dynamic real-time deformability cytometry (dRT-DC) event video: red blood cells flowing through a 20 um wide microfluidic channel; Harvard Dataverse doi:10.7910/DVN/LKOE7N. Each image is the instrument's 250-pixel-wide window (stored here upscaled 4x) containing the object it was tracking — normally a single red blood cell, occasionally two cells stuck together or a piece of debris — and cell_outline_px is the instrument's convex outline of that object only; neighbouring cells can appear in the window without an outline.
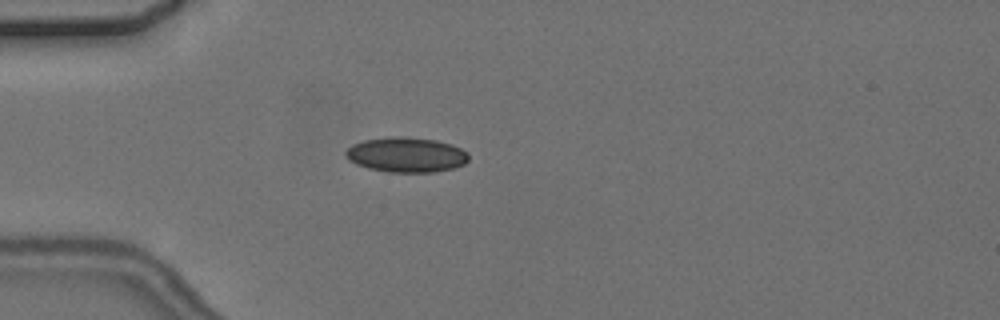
{"species": "common noctule bat (a hibernating species)", "species_latin": "Nyctalus noctula", "temperature_condition": "cold", "stored_images_in_passage": 3, "camera_frame_rate_fps": 3000, "um_per_image_px": 0.085, "animal": {"sex": "female", "body_mass_g": 24.6, "forearm_length_mm": 56.2}, "frame": {"image": 1, "passage_image": 3, "time_ms": 3.333, "image_size_px": [1000, 320], "cell_outline_px": [[468, 160], [464, 164], [452, 168], [432, 172], [388, 172], [368, 168], [356, 164], [344, 152], [352, 144], [364, 140], [388, 136], [404, 136], [436, 140], [452, 144], [468, 152]], "centroid_in_image_um": [34.55, 13.14], "position_along_channel_um": 50.5, "area_um2": 25.03}}